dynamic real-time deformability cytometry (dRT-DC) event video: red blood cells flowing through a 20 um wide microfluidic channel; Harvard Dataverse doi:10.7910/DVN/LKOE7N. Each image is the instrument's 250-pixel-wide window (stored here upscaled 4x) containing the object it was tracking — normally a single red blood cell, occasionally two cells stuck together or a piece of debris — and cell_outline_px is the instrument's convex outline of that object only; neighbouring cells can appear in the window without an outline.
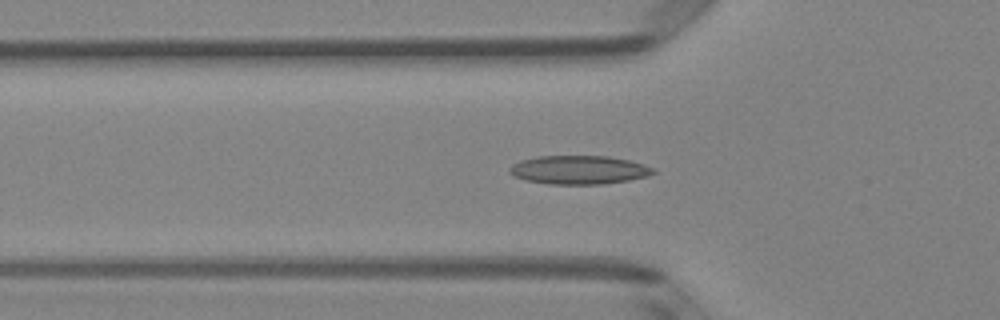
{"species": "Egyptian fruit bat (a non-hibernating species)", "species_latin": "Rousettus aegyptiacus", "temperature_condition": "room temperature", "stored_images_in_passage": 51, "camera_frame_rate_fps": 3000, "um_per_image_px": 0.085, "animal": {"sex": "female"}, "frame": {"image": 1, "passage_image": 17, "time_ms": 5.333, "image_size_px": [1000, 320], "cell_outline_px": [[656, 172], [648, 176], [628, 180], [604, 184], [548, 184], [524, 180], [512, 176], [508, 172], [508, 168], [512, 164], [520, 160], [536, 156], [608, 156], [628, 160], [644, 164], [656, 168]], "centroid_in_image_um": [49.18, 14.44], "position_along_channel_um": 76.6, "area_um2": 24.28}}
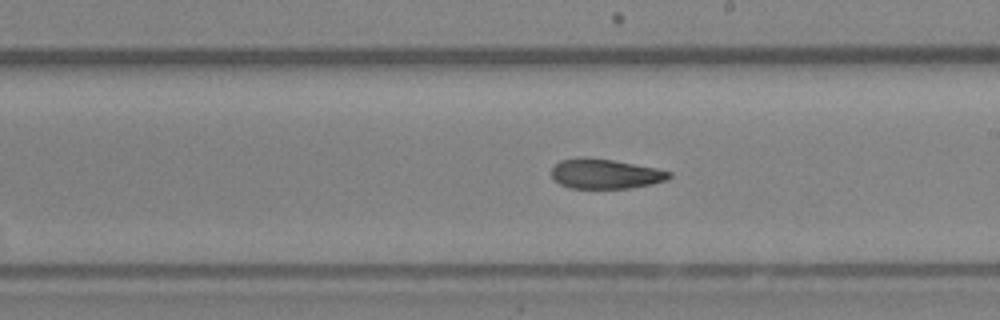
{"frame": {"image": 2, "passage_image": 29, "time_ms": 9.333, "image_size_px": [1000, 320], "cell_outline_px": [[672, 176], [664, 180], [652, 184], [628, 188], [568, 188], [560, 184], [552, 176], [552, 168], [560, 160], [576, 156], [584, 156], [612, 160], [656, 168], [672, 172]], "centroid_in_image_um": [51.42, 14.76], "position_along_channel_um": 237.6, "area_um2": 20.46}}
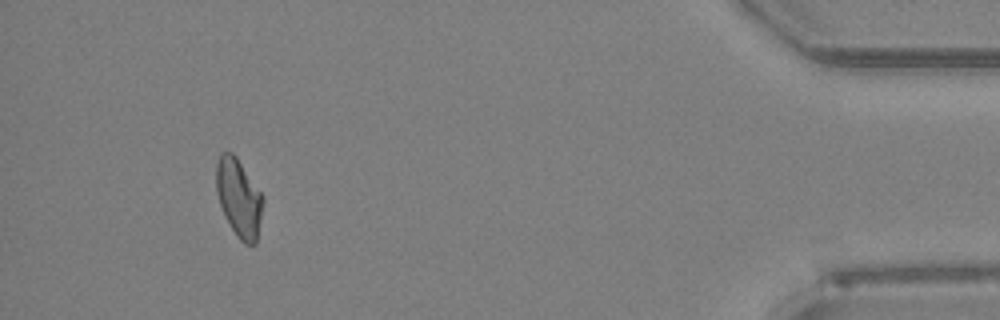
{"frame": {"image": 3, "passage_image": 47, "time_ms": 15.333, "image_size_px": [1000, 320], "cell_outline_px": [[264, 200], [256, 244], [244, 244], [236, 236], [224, 216], [216, 192], [216, 164], [220, 152], [232, 152], [236, 156], [264, 196]], "centroid_in_image_um": [20.3, 16.82], "position_along_channel_um": 414.9, "area_um2": 21.44}, "authors_computed_cell_mechanics": {"area_um2": 21.9062, "velocity_mm_per_s": 4.035, "shape_relaxation_time_tau1_ms": null, "shape_relaxation_time_tau2_ms": 3.8911, "deformation_change_tau1": null, "deformation_change_tau2": 0.1128}}